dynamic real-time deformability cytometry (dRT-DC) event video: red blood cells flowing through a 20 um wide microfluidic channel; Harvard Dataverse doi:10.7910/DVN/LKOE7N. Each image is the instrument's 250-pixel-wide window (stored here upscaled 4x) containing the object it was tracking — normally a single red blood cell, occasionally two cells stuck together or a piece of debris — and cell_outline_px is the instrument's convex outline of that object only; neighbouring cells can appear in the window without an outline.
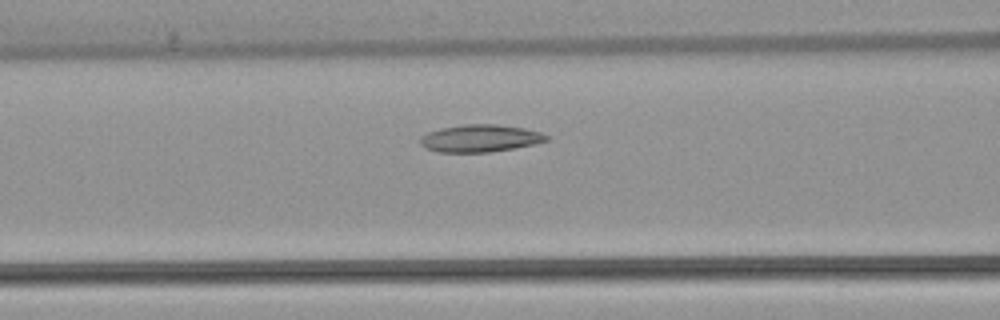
{"species": "common noctule bat (a hibernating species)", "species_latin": "Nyctalus noctula", "temperature_condition": "warm", "stored_images_in_passage": 31, "camera_frame_rate_fps": 3000, "um_per_image_px": 0.085, "animal": {"sex": "female", "body_mass_g": 22.7, "forearm_length_mm": 54.2}, "frame": {"image": 1, "passage_image": 10, "time_ms": 3.0, "image_size_px": [1000, 320], "cell_outline_px": [[548, 140], [536, 144], [488, 152], [436, 152], [424, 148], [420, 144], [420, 136], [428, 132], [440, 128], [464, 124], [496, 124], [524, 128], [540, 132], [548, 136]], "centroid_in_image_um": [40.77, 11.75], "position_along_channel_um": 125.8, "area_um2": 20.17}}
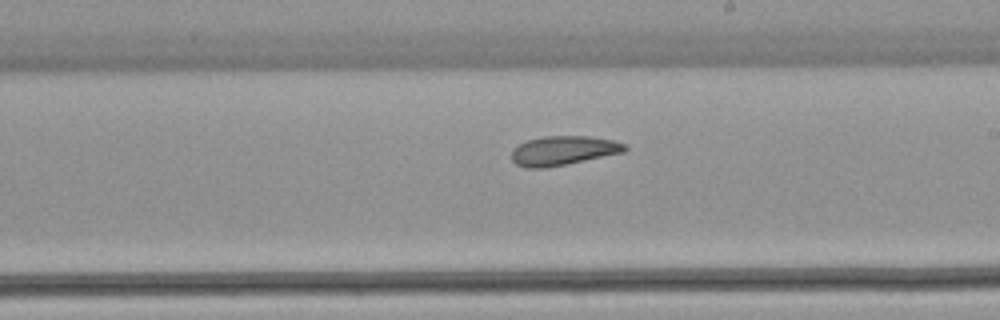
{"frame": {"image": 2, "passage_image": 19, "time_ms": 6.0, "image_size_px": [1000, 320], "cell_outline_px": [[628, 148], [624, 152], [544, 168], [524, 168], [516, 164], [512, 160], [512, 148], [528, 140], [544, 136], [592, 136], [612, 140], [628, 144]], "centroid_in_image_um": [47.88, 12.79], "position_along_channel_um": 241.1, "area_um2": 19.25}}
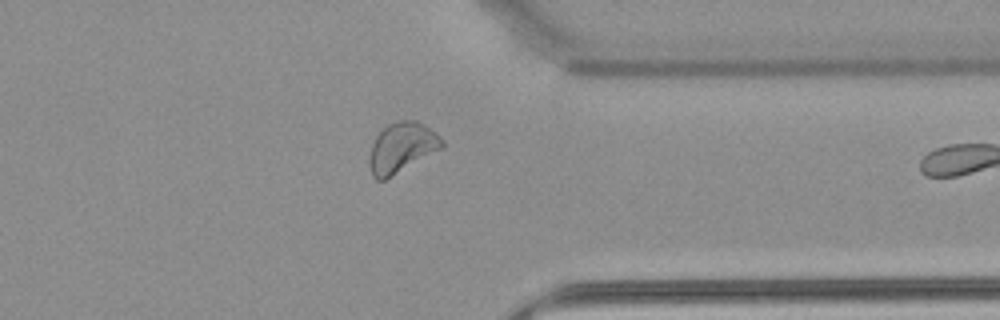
{"frame": {"image": 3, "passage_image": 30, "time_ms": 9.667, "image_size_px": [1000, 320], "cell_outline_px": [[444, 148], [384, 180], [376, 180], [372, 176], [368, 164], [368, 160], [372, 144], [376, 136], [388, 124], [396, 120], [416, 120], [424, 124], [436, 132], [444, 140]], "centroid_in_image_um": [34.16, 12.54], "position_along_channel_um": 377.2, "area_um2": 21.44}}